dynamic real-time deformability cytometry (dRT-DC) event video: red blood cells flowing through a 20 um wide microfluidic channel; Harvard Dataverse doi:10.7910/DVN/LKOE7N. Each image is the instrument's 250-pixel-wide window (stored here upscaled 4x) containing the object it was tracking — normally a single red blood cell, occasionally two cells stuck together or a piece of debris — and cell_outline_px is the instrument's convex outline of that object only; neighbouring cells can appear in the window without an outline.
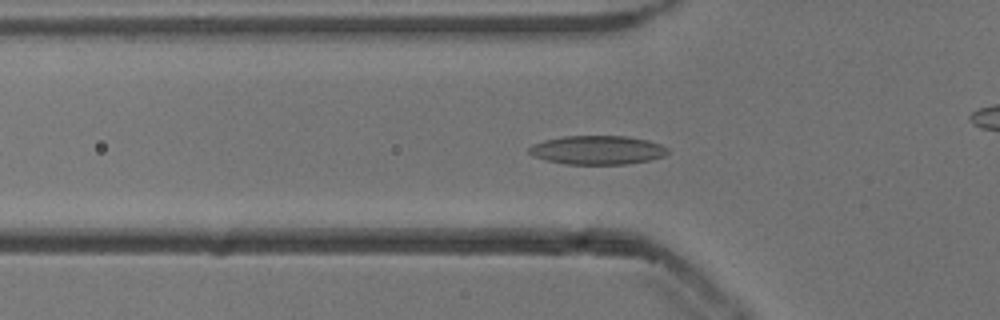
{"species": "common noctule bat (a hibernating species)", "species_latin": "Nyctalus noctula", "temperature_condition": "cold", "stored_images_in_passage": 39, "camera_frame_rate_fps": 3000, "um_per_image_px": 0.085, "animal": {"sex": "male", "body_mass_g": 13.3}, "frame": {"image": 1, "passage_image": 11, "time_ms": 3.333, "image_size_px": [1000, 320], "cell_outline_px": [[668, 152], [664, 156], [648, 160], [624, 164], [564, 164], [544, 160], [532, 156], [528, 152], [528, 148], [532, 144], [544, 140], [564, 136], [628, 136], [648, 140], [660, 144], [668, 148]], "centroid_in_image_um": [50.74, 12.75], "position_along_channel_um": 75.1, "area_um2": 23.41}}
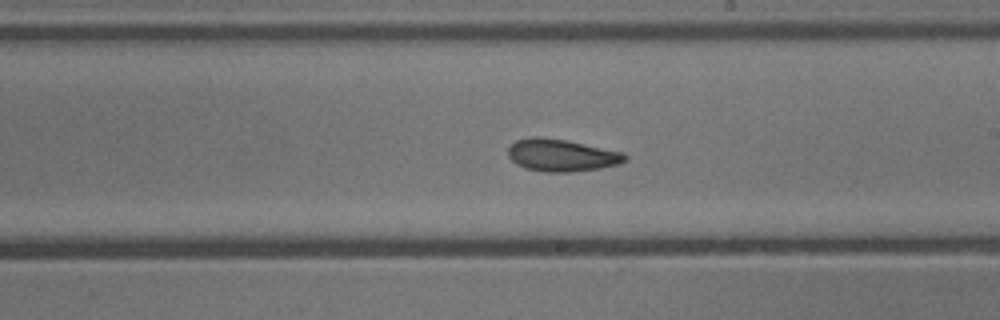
{"frame": {"image": 2, "passage_image": 24, "time_ms": 7.667, "image_size_px": [1000, 320], "cell_outline_px": [[628, 160], [620, 164], [600, 168], [572, 172], [544, 172], [528, 168], [516, 164], [508, 156], [508, 148], [516, 140], [532, 136], [540, 136], [564, 140], [624, 152], [628, 156]], "centroid_in_image_um": [47.76, 13.2], "position_along_channel_um": 241.2, "area_um2": 22.02}}
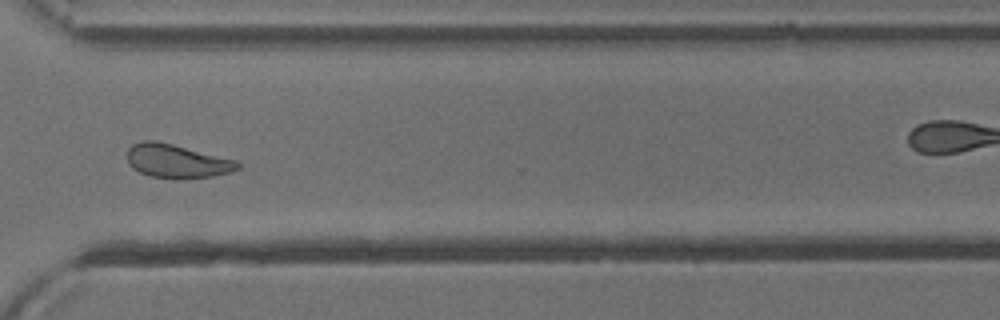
{"frame": {"image": 3, "passage_image": 33, "time_ms": 10.667, "image_size_px": [1000, 320], "cell_outline_px": [[240, 168], [232, 172], [212, 176], [176, 180], [148, 176], [132, 168], [128, 160], [128, 148], [132, 144], [144, 140], [156, 140], [236, 160], [240, 164]], "centroid_in_image_um": [15.03, 13.71], "position_along_channel_um": 355.6, "area_um2": 21.85}, "authors_computed_cell_mechanics": {"area_um2": 21.9062, "velocity_mm_per_s": 3.8247, "shape_relaxation_time_tau1_ms": 6.5912, "shape_relaxation_time_tau2_ms": 3.3294, "deformation_change_tau1": 0.1335, "deformation_change_tau2": 0.1062}}